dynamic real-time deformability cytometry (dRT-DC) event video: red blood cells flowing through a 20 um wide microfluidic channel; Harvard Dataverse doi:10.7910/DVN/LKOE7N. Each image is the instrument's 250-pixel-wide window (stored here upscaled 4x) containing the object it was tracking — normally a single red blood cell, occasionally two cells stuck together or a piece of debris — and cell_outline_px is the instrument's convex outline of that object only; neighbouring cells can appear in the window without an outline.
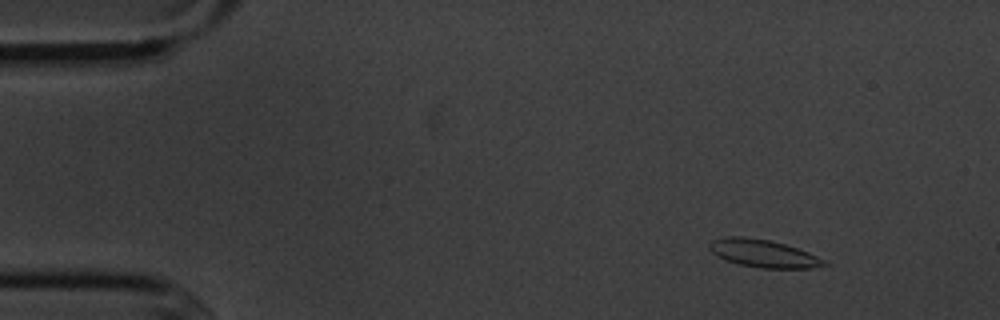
{"species": "common noctule bat (a hibernating species)", "species_latin": "Nyctalus noctula", "temperature_condition": "cold", "stored_images_in_passage": 6, "camera_frame_rate_fps": 3000, "um_per_image_px": 0.085, "animal": {"sex": "male", "body_mass_g": 20.1, "forearm_length_mm": 53.5}, "frame": {"image": 1, "passage_image": 1, "time_ms": 0.0, "image_size_px": [1000, 320], "cell_outline_px": [[828, 264], [812, 268], [760, 268], [740, 264], [724, 260], [716, 256], [708, 248], [708, 244], [712, 240], [724, 236], [744, 236], [768, 240], [784, 244], [808, 252], [828, 260]], "centroid_in_image_um": [64.86, 21.54], "position_along_channel_um": 20.1, "area_um2": 18.67}}
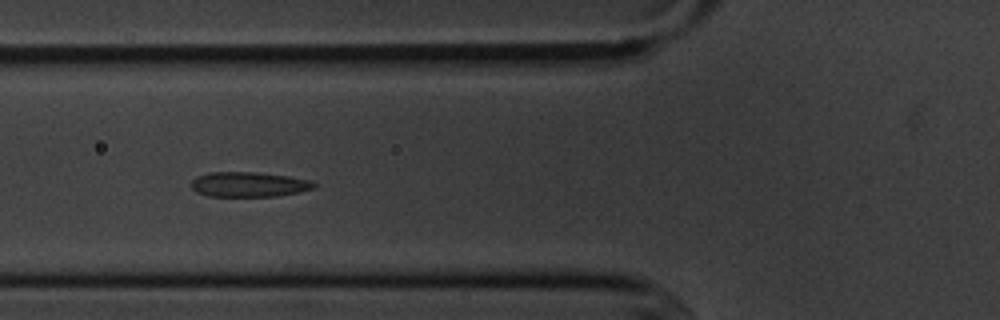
{"frame": {"image": 2, "passage_image": 5, "time_ms": 4.667, "image_size_px": [1000, 320], "cell_outline_px": [[316, 188], [276, 196], [208, 196], [196, 192], [192, 188], [192, 180], [196, 176], [208, 172], [256, 172], [288, 176], [312, 180], [316, 184]], "centroid_in_image_um": [21.14, 15.67], "position_along_channel_um": 104.7, "area_um2": 17.86}}
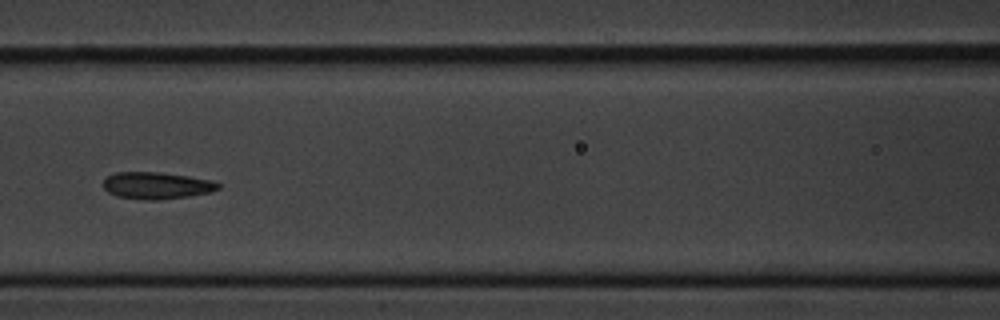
{"frame": {"image": 3, "passage_image": 6, "time_ms": 6.0, "image_size_px": [1000, 320], "cell_outline_px": [[220, 188], [212, 192], [188, 196], [156, 200], [144, 200], [116, 196], [108, 192], [104, 188], [104, 180], [108, 176], [116, 172], [156, 172], [188, 176], [212, 180], [220, 184]], "centroid_in_image_um": [13.32, 15.77], "position_along_channel_um": 153.3, "area_um2": 17.98}}